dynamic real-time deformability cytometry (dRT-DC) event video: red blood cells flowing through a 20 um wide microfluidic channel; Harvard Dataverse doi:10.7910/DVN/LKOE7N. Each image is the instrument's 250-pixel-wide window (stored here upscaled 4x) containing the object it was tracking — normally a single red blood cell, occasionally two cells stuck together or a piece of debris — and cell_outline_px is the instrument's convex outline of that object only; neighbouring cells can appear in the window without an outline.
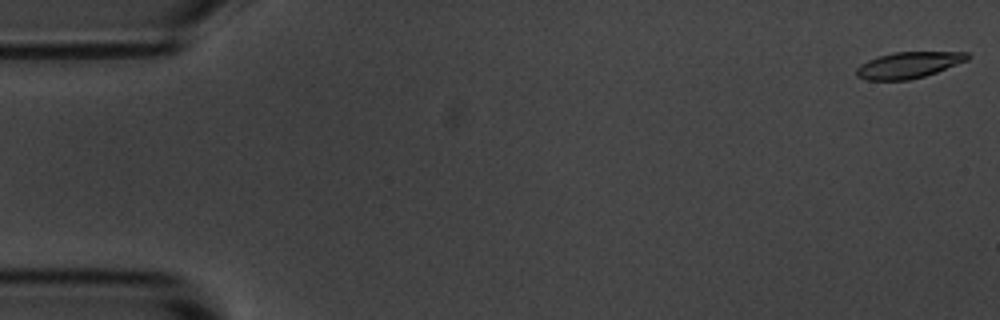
{"species": "common noctule bat (a hibernating species)", "species_latin": "Nyctalus noctula", "temperature_condition": "room temperature", "stored_images_in_passage": 56, "camera_frame_rate_fps": 3000, "um_per_image_px": 0.085, "animal": {"sex": "male", "body_mass_g": 20.1, "forearm_length_mm": 53.5}, "frame": {"image": 1, "passage_image": 1, "time_ms": 0.0, "image_size_px": [1000, 320], "cell_outline_px": [[972, 56], [968, 60], [936, 72], [924, 76], [908, 80], [864, 80], [856, 76], [856, 68], [860, 64], [868, 60], [892, 52], [968, 52]], "centroid_in_image_um": [77.22, 5.53], "position_along_channel_um": 7.8, "area_um2": 16.99}}
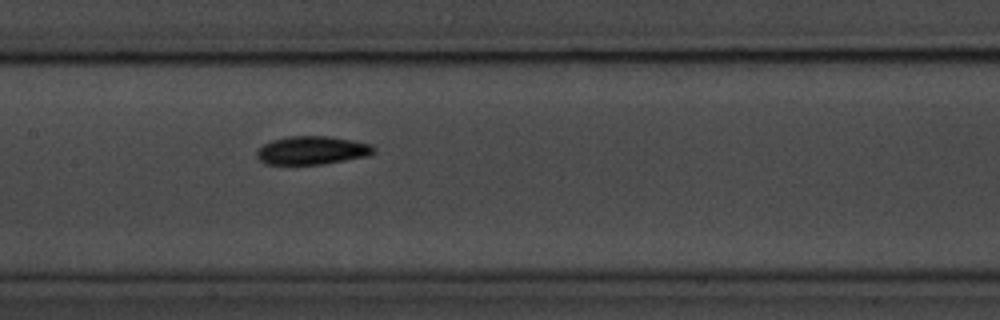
{"frame": {"image": 2, "passage_image": 27, "time_ms": 8.667, "image_size_px": [1000, 320], "cell_outline_px": [[376, 152], [368, 156], [324, 164], [264, 164], [256, 156], [256, 152], [264, 144], [272, 140], [288, 136], [328, 136], [352, 140], [372, 144], [376, 148]], "centroid_in_image_um": [26.56, 12.78], "position_along_channel_um": 180.8, "area_um2": 19.42}}
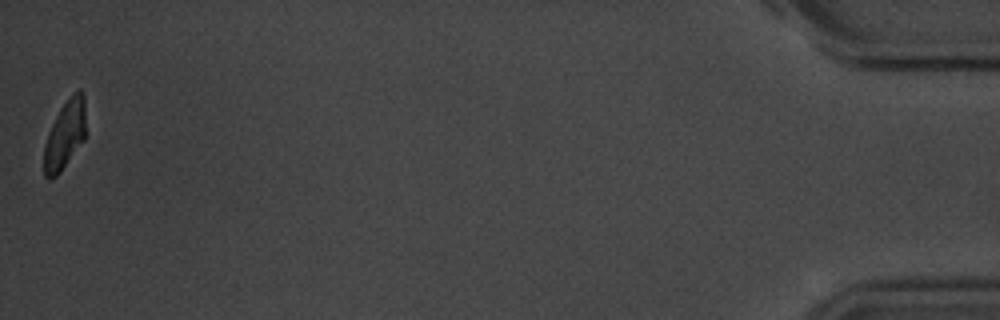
{"frame": {"image": 3, "passage_image": 56, "time_ms": 18.333, "image_size_px": [1000, 320], "cell_outline_px": [[84, 140], [60, 172], [56, 176], [48, 180], [44, 176], [44, 144], [48, 132], [60, 108], [80, 88], [84, 92]], "centroid_in_image_um": [5.49, 11.5], "position_along_channel_um": 429.7, "area_um2": 16.36}, "authors_computed_cell_mechanics": {"area_um2": 18.2937, "velocity_mm_per_s": 3.5683, "shape_relaxation_time_tau1_ms": 2.3416, "shape_relaxation_time_tau2_ms": 5.2944, "deformation_change_tau1": 0.1753, "deformation_change_tau2": 0.1138}}